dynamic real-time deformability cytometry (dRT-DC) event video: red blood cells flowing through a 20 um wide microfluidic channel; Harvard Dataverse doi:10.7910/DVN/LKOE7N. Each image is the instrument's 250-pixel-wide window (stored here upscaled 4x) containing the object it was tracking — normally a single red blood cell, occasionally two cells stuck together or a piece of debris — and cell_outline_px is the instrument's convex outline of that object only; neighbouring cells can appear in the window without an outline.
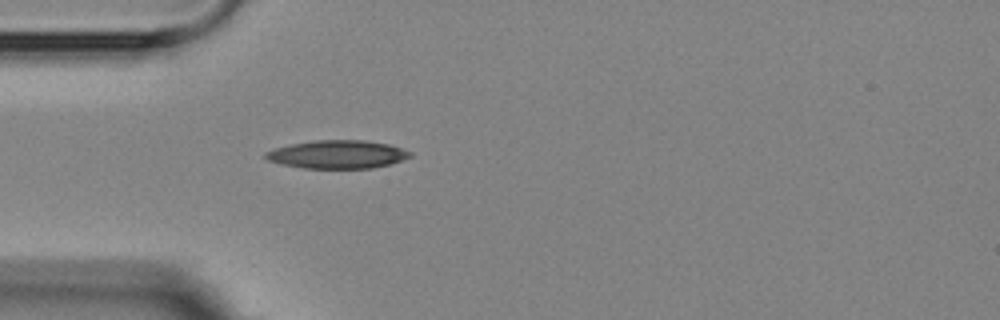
{"species": "Egyptian fruit bat (a non-hibernating species)", "species_latin": "Rousettus aegyptiacus", "temperature_condition": "room temperature", "stored_images_in_passage": 1, "camera_frame_rate_fps": 3000, "um_per_image_px": 0.085, "animal": {"sex": "female"}, "frame": {"image": 1, "passage_image": 1, "time_ms": 0.0, "image_size_px": [1000, 320], "cell_outline_px": [[412, 156], [388, 164], [372, 168], [304, 168], [284, 164], [268, 160], [264, 156], [264, 152], [272, 148], [312, 140], [364, 140], [388, 144], [412, 152]], "centroid_in_image_um": [28.65, 13.11], "position_along_channel_um": 56.4, "area_um2": 23.58}}